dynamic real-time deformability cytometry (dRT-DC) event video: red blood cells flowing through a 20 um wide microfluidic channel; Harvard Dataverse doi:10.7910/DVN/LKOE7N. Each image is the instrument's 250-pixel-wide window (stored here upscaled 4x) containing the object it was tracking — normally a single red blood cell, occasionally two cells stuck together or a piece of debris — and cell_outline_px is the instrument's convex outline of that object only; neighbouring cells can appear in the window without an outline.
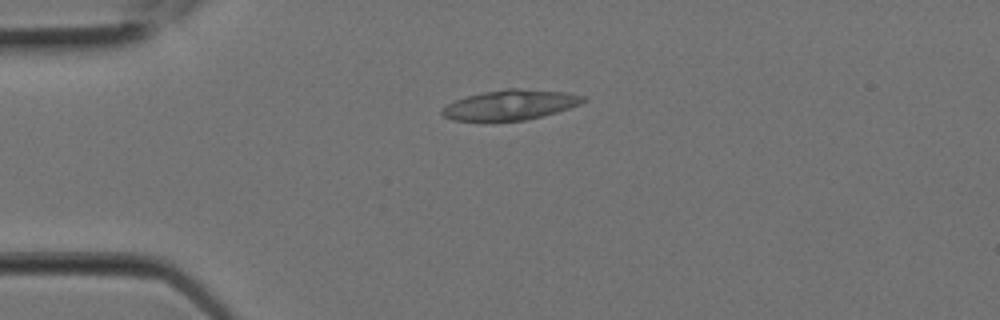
{"species": "Egyptian fruit bat (a non-hibernating species)", "species_latin": "Rousettus aegyptiacus", "temperature_condition": "room temperature", "stored_images_in_passage": 1, "camera_frame_rate_fps": 3000, "um_per_image_px": 0.085, "animal": {"sex": "female"}, "frame": {"image": 1, "passage_image": 1, "time_ms": 0.0, "image_size_px": [1000, 320], "cell_outline_px": [[588, 100], [580, 104], [556, 112], [524, 120], [452, 120], [444, 116], [440, 112], [448, 104], [456, 100], [468, 96], [484, 92], [504, 88], [520, 88], [564, 92], [584, 96]], "centroid_in_image_um": [43.4, 8.9], "position_along_channel_um": 41.6, "area_um2": 24.28}}